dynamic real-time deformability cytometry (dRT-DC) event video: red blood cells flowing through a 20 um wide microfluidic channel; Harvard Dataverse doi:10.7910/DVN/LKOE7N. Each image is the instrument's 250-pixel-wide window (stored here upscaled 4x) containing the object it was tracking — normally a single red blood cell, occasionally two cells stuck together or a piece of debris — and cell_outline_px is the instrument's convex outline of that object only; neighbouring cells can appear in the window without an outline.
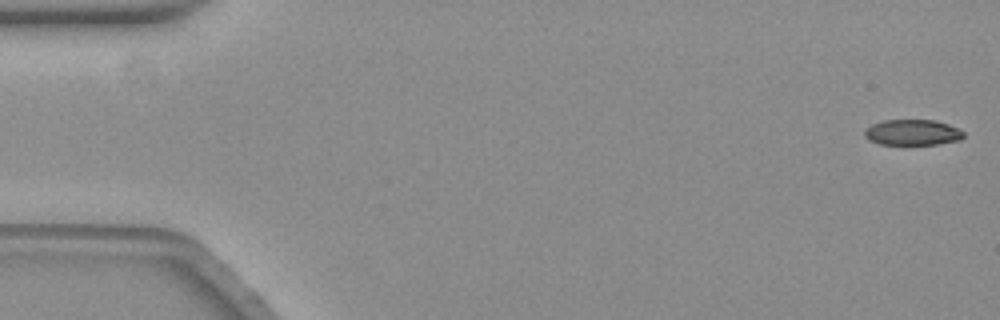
{"species": "common noctule bat (a hibernating species)", "species_latin": "Nyctalus noctula", "temperature_condition": "warm", "stored_images_in_passage": 10, "camera_frame_rate_fps": 3000, "um_per_image_px": 0.085, "animal": {"sex": "female", "body_mass_g": 19.3, "forearm_length_mm": 54.1}, "frame": {"image": 1, "passage_image": 1, "time_ms": 0.0, "image_size_px": [1000, 320], "cell_outline_px": [[964, 136], [960, 140], [936, 144], [880, 144], [864, 136], [864, 132], [872, 124], [884, 120], [936, 120], [948, 124], [964, 132]], "centroid_in_image_um": [77.59, 11.25], "position_along_channel_um": 7.4, "area_um2": 14.62}}